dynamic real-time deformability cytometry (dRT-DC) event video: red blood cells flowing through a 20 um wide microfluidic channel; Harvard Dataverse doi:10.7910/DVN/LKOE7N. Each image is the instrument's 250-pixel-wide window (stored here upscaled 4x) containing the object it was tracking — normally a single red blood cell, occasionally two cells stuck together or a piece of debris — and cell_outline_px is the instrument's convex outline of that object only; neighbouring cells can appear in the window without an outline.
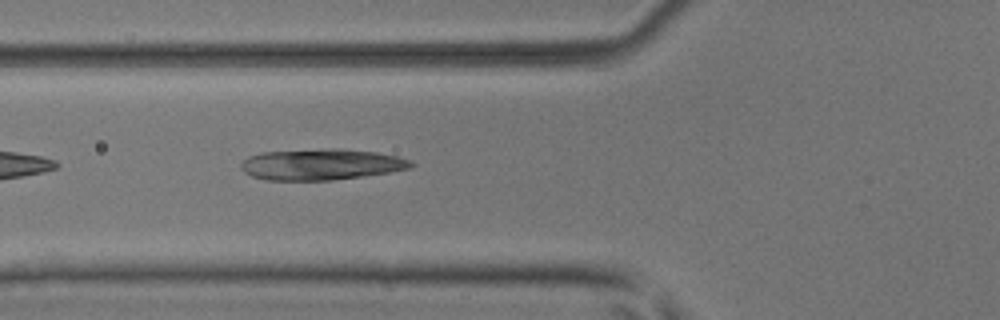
{"species": "common noctule bat (a hibernating species)", "species_latin": "Nyctalus noctula", "temperature_condition": "room temperature", "stored_images_in_passage": 6, "camera_frame_rate_fps": 3000, "um_per_image_px": 0.085, "animal": {"sex": "male", "body_mass_g": 17.9, "forearm_length_mm": 54.2}, "frame": {"image": 1, "passage_image": 6, "time_ms": 1.667, "image_size_px": [1000, 320], "cell_outline_px": [[416, 164], [412, 168], [388, 172], [332, 180], [268, 180], [252, 176], [244, 172], [240, 168], [240, 164], [248, 156], [260, 152], [332, 148], [340, 148], [376, 152], [396, 156], [412, 160]], "centroid_in_image_um": [27.3, 13.96], "position_along_channel_um": 98.5, "area_um2": 30.87}}